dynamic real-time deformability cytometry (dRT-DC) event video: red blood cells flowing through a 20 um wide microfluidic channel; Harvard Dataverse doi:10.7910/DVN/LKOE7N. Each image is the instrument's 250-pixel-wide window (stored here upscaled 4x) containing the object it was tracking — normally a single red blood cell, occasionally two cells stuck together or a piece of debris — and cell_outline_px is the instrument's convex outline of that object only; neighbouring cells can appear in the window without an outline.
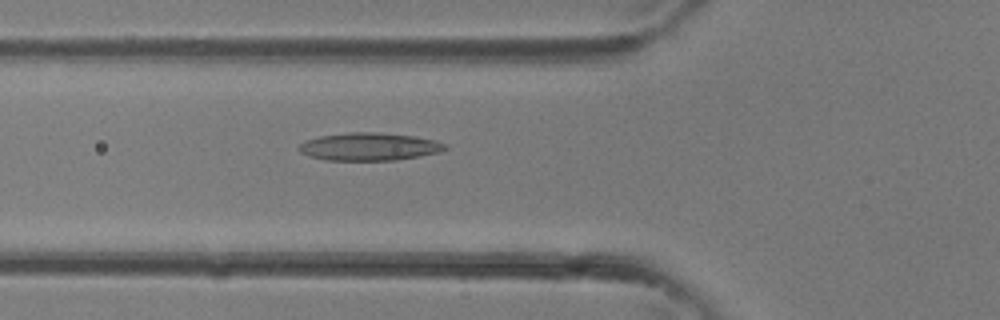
{"species": "common noctule bat (a hibernating species)", "species_latin": "Nyctalus noctula", "temperature_condition": "room temperature", "stored_images_in_passage": 33, "camera_frame_rate_fps": 3000, "um_per_image_px": 0.085, "animal": {"sex": "female"}, "frame": {"image": 1, "passage_image": 13, "time_ms": 4.0, "image_size_px": [1000, 320], "cell_outline_px": [[448, 148], [440, 152], [396, 160], [324, 160], [308, 156], [300, 152], [296, 148], [304, 140], [320, 136], [348, 132], [380, 132], [412, 136], [436, 140], [448, 144]], "centroid_in_image_um": [31.37, 12.46], "position_along_channel_um": 94.4, "area_um2": 23.87}}
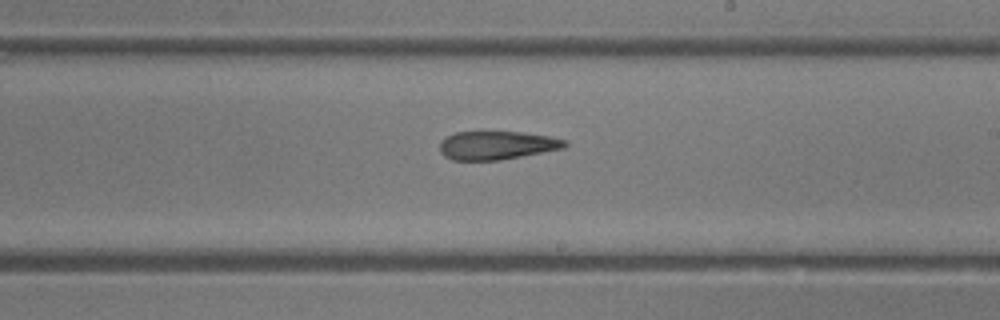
{"frame": {"image": 2, "passage_image": 21, "time_ms": 6.667, "image_size_px": [1000, 320], "cell_outline_px": [[568, 144], [564, 148], [500, 160], [452, 160], [444, 156], [440, 152], [440, 140], [444, 136], [456, 132], [520, 132], [548, 136], [568, 140]], "centroid_in_image_um": [42.2, 12.35], "position_along_channel_um": 246.8, "area_um2": 20.81}}
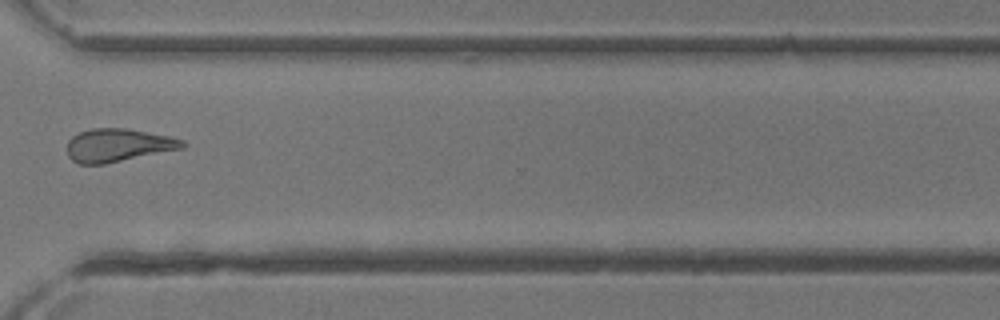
{"frame": {"image": 3, "passage_image": 27, "time_ms": 8.667, "image_size_px": [1000, 320], "cell_outline_px": [[188, 144], [184, 148], [104, 164], [80, 164], [72, 160], [68, 156], [68, 140], [72, 136], [80, 132], [92, 128], [128, 128], [168, 136], [184, 140]], "centroid_in_image_um": [10.05, 12.34], "position_along_channel_um": 360.6, "area_um2": 22.25}}